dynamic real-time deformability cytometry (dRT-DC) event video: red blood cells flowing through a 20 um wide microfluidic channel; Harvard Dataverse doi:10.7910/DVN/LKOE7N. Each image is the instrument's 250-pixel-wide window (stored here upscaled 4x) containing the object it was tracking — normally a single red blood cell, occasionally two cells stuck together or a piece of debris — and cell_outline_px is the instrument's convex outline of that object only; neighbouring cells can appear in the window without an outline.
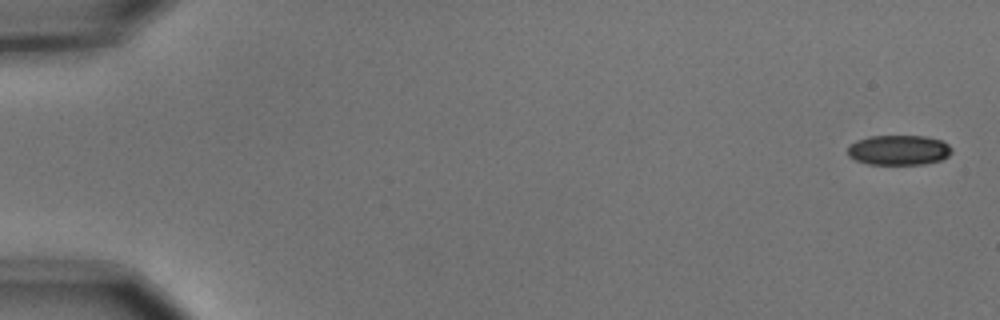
{"species": "common noctule bat (a hibernating species)", "species_latin": "Nyctalus noctula", "temperature_condition": "cold", "stored_images_in_passage": 7, "camera_frame_rate_fps": 3000, "um_per_image_px": 0.085, "animal": {"sex": "male", "body_mass_g": 15.6}, "frame": {"image": 1, "passage_image": 1, "time_ms": 0.0, "image_size_px": [1000, 320], "cell_outline_px": [[952, 152], [948, 156], [940, 160], [924, 164], [868, 164], [856, 160], [848, 156], [848, 144], [856, 140], [868, 136], [924, 136], [940, 140], [948, 144], [952, 148]], "centroid_in_image_um": [76.37, 12.75], "position_along_channel_um": 8.6, "area_um2": 18.26}}
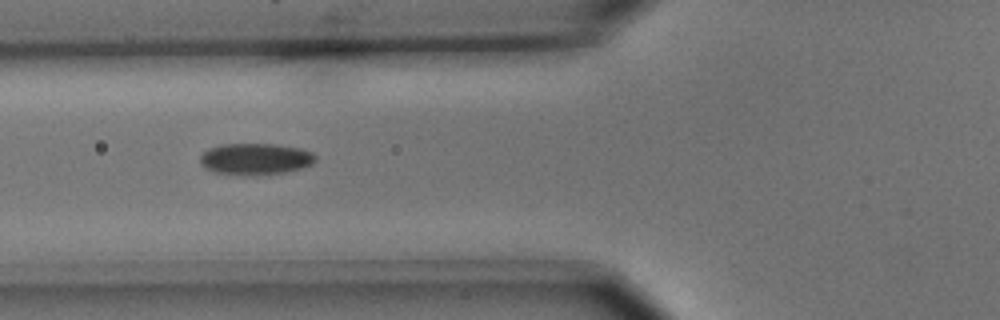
{"frame": {"image": 2, "passage_image": 6, "time_ms": 1.667, "image_size_px": [1000, 320], "cell_outline_px": [[316, 160], [312, 164], [300, 168], [284, 172], [216, 172], [204, 168], [200, 164], [200, 156], [208, 148], [220, 144], [276, 144], [300, 148], [312, 152], [316, 156]], "centroid_in_image_um": [21.71, 13.45], "position_along_channel_um": 104.1, "area_um2": 20.29}}
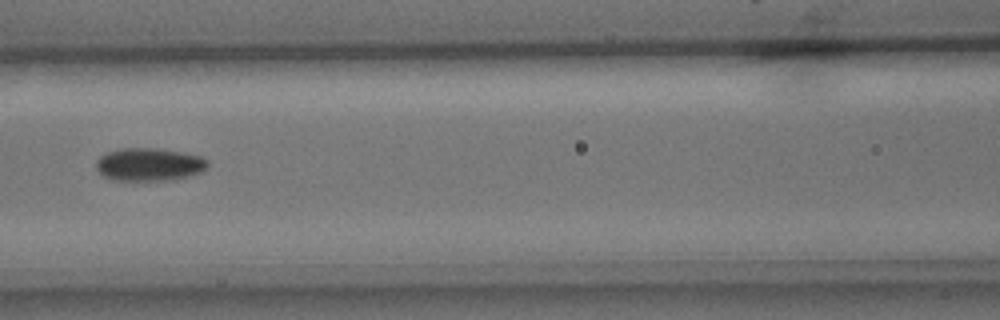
{"frame": {"image": 3, "passage_image": 7, "time_ms": 2.0, "image_size_px": [1000, 320], "cell_outline_px": [[208, 164], [204, 172], [176, 180], [112, 180], [104, 176], [96, 168], [96, 160], [100, 156], [108, 152], [120, 148], [156, 148], [180, 152], [200, 156], [208, 160]], "centroid_in_image_um": [12.7, 13.99], "position_along_channel_um": 153.9, "area_um2": 21.56}}